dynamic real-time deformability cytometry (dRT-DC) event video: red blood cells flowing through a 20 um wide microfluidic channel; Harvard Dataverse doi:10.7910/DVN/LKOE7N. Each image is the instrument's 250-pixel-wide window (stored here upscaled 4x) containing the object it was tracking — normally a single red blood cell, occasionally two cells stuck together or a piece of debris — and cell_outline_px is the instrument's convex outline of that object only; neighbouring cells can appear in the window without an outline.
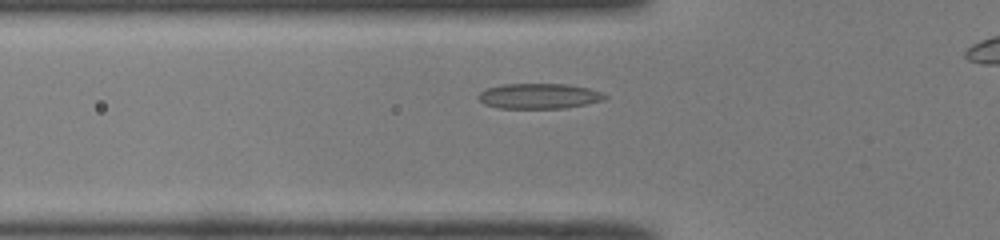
{"species": "common noctule bat (a hibernating species)", "species_latin": "Nyctalus noctula", "temperature_condition": "room temperature", "stored_images_in_passage": 35, "camera_frame_rate_fps": 3000, "um_per_image_px": 0.085, "animal": {"sex": "male", "body_mass_g": 19.0, "forearm_length_mm": 50.8}, "frame": {"image": 1, "passage_image": 9, "time_ms": 2.667, "image_size_px": [1000, 240], "cell_outline_px": [[608, 96], [604, 100], [588, 104], [564, 108], [500, 108], [484, 104], [476, 96], [480, 92], [488, 88], [500, 84], [568, 84], [588, 88], [600, 92]], "centroid_in_image_um": [45.82, 8.16], "position_along_channel_um": 80.0, "area_um2": 18.67}}
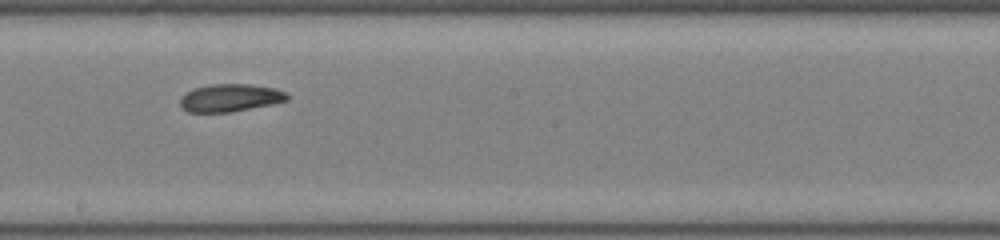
{"frame": {"image": 2, "passage_image": 20, "time_ms": 6.333, "image_size_px": [1000, 240], "cell_outline_px": [[288, 100], [272, 104], [232, 112], [188, 112], [180, 108], [180, 100], [192, 88], [212, 84], [248, 84], [276, 88], [284, 92], [288, 96]], "centroid_in_image_um": [19.55, 8.32], "position_along_channel_um": 228.6, "area_um2": 17.22}}
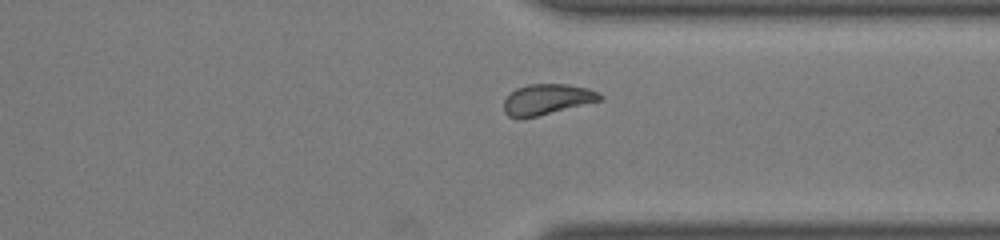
{"frame": {"image": 3, "passage_image": 30, "time_ms": 9.667, "image_size_px": [1000, 240], "cell_outline_px": [[604, 96], [600, 100], [536, 116], [508, 116], [504, 112], [504, 100], [516, 88], [528, 84], [564, 84], [588, 88], [600, 92]], "centroid_in_image_um": [46.52, 8.41], "position_along_channel_um": 364.9, "area_um2": 16.65}}